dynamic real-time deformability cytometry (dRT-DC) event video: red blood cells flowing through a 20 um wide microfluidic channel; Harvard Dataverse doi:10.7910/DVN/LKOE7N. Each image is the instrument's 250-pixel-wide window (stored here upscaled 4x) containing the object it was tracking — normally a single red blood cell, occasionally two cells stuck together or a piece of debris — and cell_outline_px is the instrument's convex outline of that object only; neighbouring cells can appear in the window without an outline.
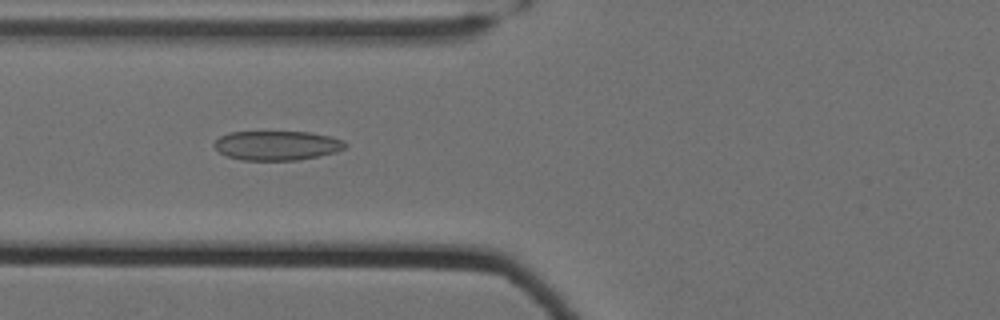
{"species": "Egyptian fruit bat (a non-hibernating species)", "species_latin": "Rousettus aegyptiacus", "temperature_condition": "cold", "stored_images_in_passage": 61, "camera_frame_rate_fps": 3000, "um_per_image_px": 0.085, "animal": {"sex": "female"}, "frame": {"image": 1, "passage_image": 27, "time_ms": 8.667, "image_size_px": [1000, 320], "cell_outline_px": [[348, 144], [344, 148], [336, 152], [320, 156], [300, 160], [240, 160], [228, 156], [220, 152], [212, 144], [220, 136], [228, 132], [308, 132], [328, 136], [344, 140]], "centroid_in_image_um": [23.55, 12.37], "position_along_channel_um": 102.3, "area_um2": 22.48}}
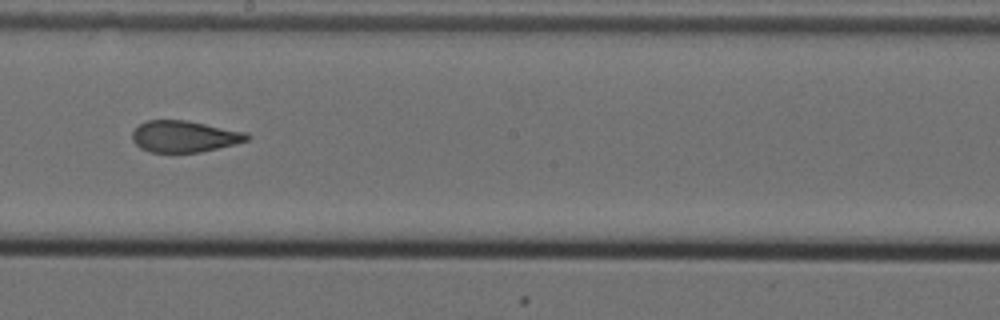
{"frame": {"image": 2, "passage_image": 38, "time_ms": 12.333, "image_size_px": [1000, 320], "cell_outline_px": [[252, 136], [248, 140], [236, 144], [200, 152], [148, 152], [140, 148], [132, 140], [132, 132], [140, 124], [148, 120], [184, 120], [248, 132]], "centroid_in_image_um": [15.69, 11.6], "position_along_channel_um": 232.5, "area_um2": 21.1}}
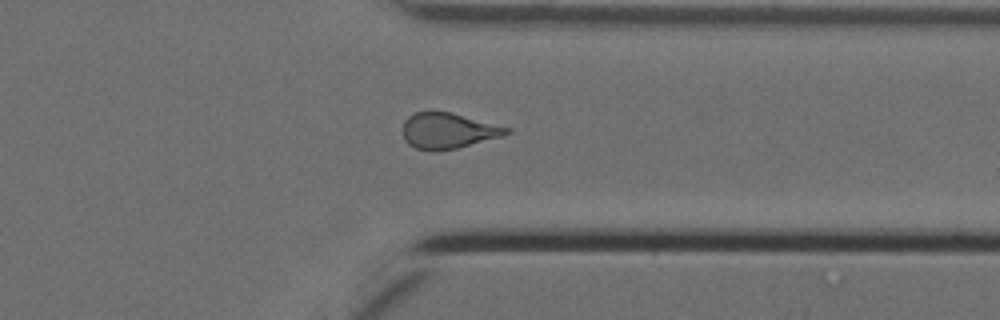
{"frame": {"image": 3, "passage_image": 50, "time_ms": 16.333, "image_size_px": [1000, 320], "cell_outline_px": [[512, 132], [500, 136], [456, 148], [432, 152], [416, 148], [408, 144], [404, 140], [404, 120], [408, 116], [416, 112], [432, 108], [512, 128]], "centroid_in_image_um": [38.04, 11.09], "position_along_channel_um": 373.4, "area_um2": 21.73}, "authors_computed_cell_mechanics": {"area_um2": 22.4842, "velocity_mm_per_s": 3.5173, "shape_relaxation_time_tau1_ms": null, "shape_relaxation_time_tau2_ms": 1.9779, "deformation_change_tau1": null, "deformation_change_tau2": 0.0992}}